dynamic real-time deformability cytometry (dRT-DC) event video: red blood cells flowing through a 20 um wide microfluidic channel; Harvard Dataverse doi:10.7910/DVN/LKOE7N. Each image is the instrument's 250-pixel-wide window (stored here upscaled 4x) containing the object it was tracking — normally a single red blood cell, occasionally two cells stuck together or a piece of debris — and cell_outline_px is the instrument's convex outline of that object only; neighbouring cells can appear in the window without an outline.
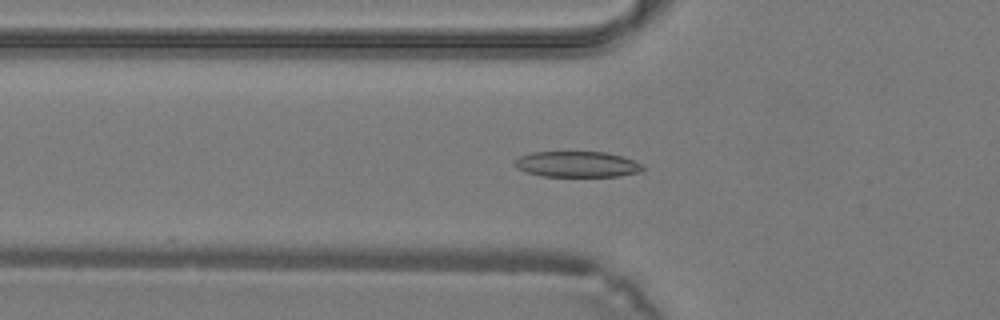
{"species": "common noctule bat (a hibernating species)", "species_latin": "Nyctalus noctula", "temperature_condition": "warm", "stored_images_in_passage": 29, "camera_frame_rate_fps": 3000, "um_per_image_px": 0.085, "animal": {"sex": "male", "body_mass_g": 19.2, "forearm_length_mm": 51.8}, "frame": {"image": 1, "passage_image": 8, "time_ms": 2.333, "image_size_px": [1000, 320], "cell_outline_px": [[644, 168], [640, 172], [620, 176], [544, 176], [528, 172], [516, 168], [516, 160], [520, 156], [532, 152], [608, 152], [624, 156], [636, 160], [644, 164]], "centroid_in_image_um": [49.15, 13.95], "position_along_channel_um": 76.7, "area_um2": 19.31}}
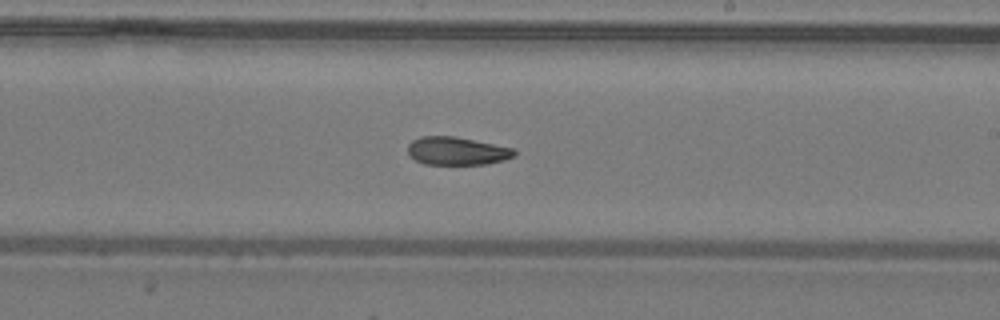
{"frame": {"image": 2, "passage_image": 18, "time_ms": 5.667, "image_size_px": [1000, 320], "cell_outline_px": [[516, 156], [504, 160], [484, 164], [424, 164], [416, 160], [408, 152], [408, 144], [412, 140], [420, 136], [456, 136], [516, 148]], "centroid_in_image_um": [38.88, 12.82], "position_along_channel_um": 250.1, "area_um2": 17.57}}
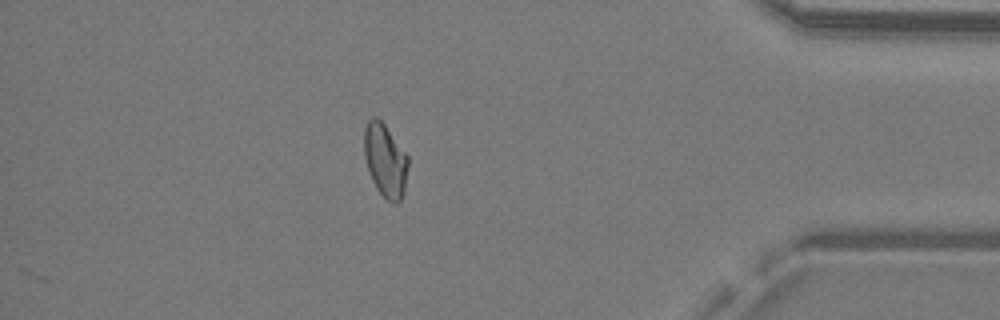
{"frame": {"image": 3, "passage_image": 29, "time_ms": 9.333, "image_size_px": [1000, 320], "cell_outline_px": [[408, 164], [404, 192], [400, 200], [396, 204], [392, 204], [376, 188], [372, 180], [364, 156], [364, 128], [368, 120], [372, 116], [376, 116], [384, 124], [408, 156]], "centroid_in_image_um": [32.74, 13.62], "position_along_channel_um": 402.5, "area_um2": 18.67}}